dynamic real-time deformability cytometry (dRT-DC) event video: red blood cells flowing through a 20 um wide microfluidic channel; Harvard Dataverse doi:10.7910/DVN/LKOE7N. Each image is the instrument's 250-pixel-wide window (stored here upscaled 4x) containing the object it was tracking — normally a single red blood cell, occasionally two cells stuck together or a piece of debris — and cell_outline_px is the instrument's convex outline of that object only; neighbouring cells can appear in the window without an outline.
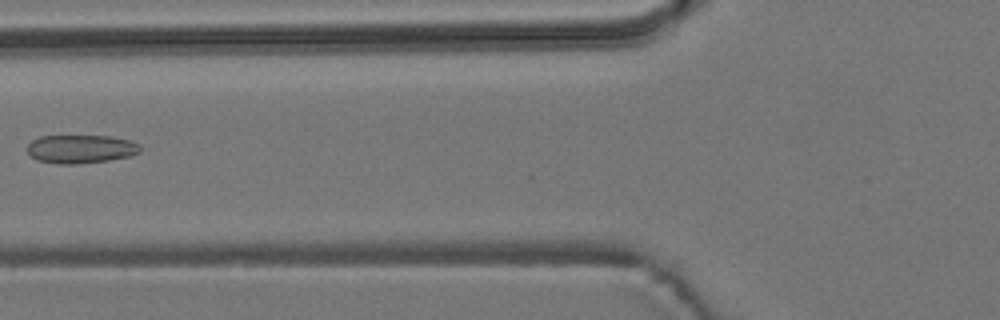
{"species": "common noctule bat (a hibernating species)", "species_latin": "Nyctalus noctula", "temperature_condition": "room temperature", "stored_images_in_passage": 3, "camera_frame_rate_fps": 3000, "um_per_image_px": 0.085, "animal": {"sex": "male", "body_mass_g": 19.2, "forearm_length_mm": 51.8}, "frame": {"image": 1, "passage_image": 3, "time_ms": 0.667, "image_size_px": [1000, 320], "cell_outline_px": [[140, 152], [132, 156], [108, 160], [76, 164], [60, 164], [36, 160], [28, 152], [28, 144], [32, 140], [40, 136], [112, 136], [128, 140], [140, 144]], "centroid_in_image_um": [6.88, 12.66], "position_along_channel_um": 118.9, "area_um2": 18.73}}